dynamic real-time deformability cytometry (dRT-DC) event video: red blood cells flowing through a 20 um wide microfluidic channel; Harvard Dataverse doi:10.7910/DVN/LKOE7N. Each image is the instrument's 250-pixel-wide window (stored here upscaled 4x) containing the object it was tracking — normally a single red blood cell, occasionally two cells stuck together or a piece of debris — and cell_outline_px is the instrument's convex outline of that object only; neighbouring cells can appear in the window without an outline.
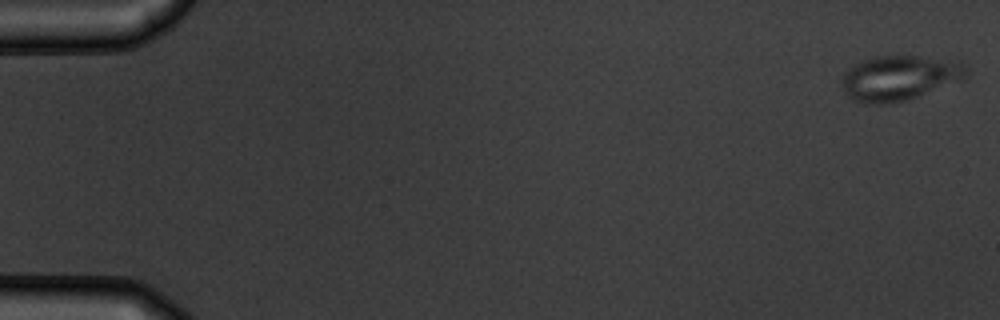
{"species": "common noctule bat (a hibernating species)", "species_latin": "Nyctalus noctula", "temperature_condition": "warm", "stored_images_in_passage": 11, "camera_frame_rate_fps": 3000, "um_per_image_px": 0.085, "animal": {"sex": "male", "body_mass_g": 19.5, "forearm_length_mm": 54.6}, "frame": {"image": 1, "passage_image": 1, "time_ms": 0.0, "image_size_px": [1000, 320], "cell_outline_px": [[968, 72], [960, 80], [908, 100], [880, 104], [864, 104], [852, 100], [844, 92], [840, 80], [840, 76], [848, 68], [864, 60], [876, 56], [916, 56], [960, 60], [968, 68]], "centroid_in_image_um": [76.41, 6.62], "position_along_channel_um": 8.6, "area_um2": 32.83}}